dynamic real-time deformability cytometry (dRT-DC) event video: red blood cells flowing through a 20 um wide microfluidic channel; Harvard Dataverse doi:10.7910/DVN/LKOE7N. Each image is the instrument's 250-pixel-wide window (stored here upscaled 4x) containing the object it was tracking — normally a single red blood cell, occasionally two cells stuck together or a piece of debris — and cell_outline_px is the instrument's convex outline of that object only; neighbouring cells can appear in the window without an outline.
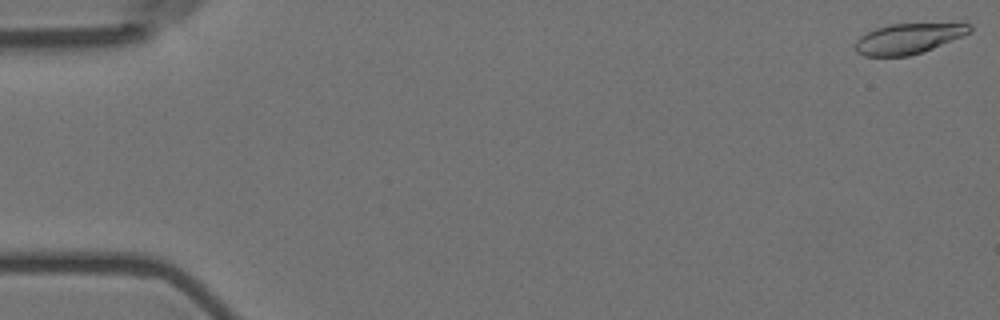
{"species": "Egyptian fruit bat (a non-hibernating species)", "species_latin": "Rousettus aegyptiacus", "temperature_condition": "room temperature", "stored_images_in_passage": 6, "camera_frame_rate_fps": 3000, "um_per_image_px": 0.085, "animal": {"sex": "female"}, "frame": {"image": 1, "passage_image": 1, "time_ms": 0.0, "image_size_px": [1000, 320], "cell_outline_px": [[972, 32], [932, 48], [908, 56], [864, 56], [856, 52], [856, 40], [860, 36], [876, 28], [892, 24], [972, 24]], "centroid_in_image_um": [77.19, 3.28], "position_along_channel_um": 7.8, "area_um2": 19.83}}
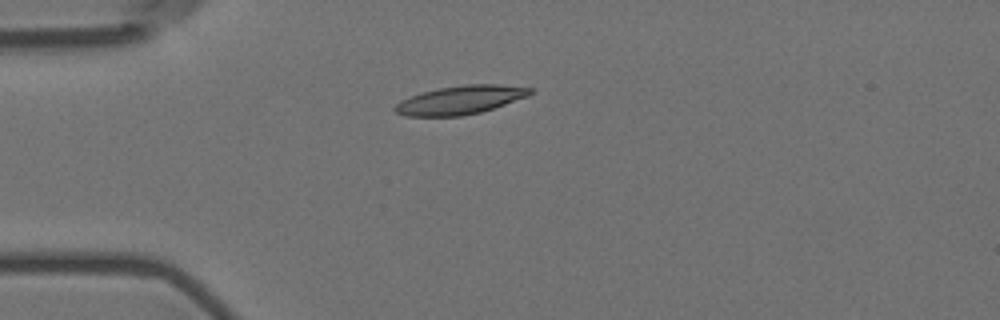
{"frame": {"image": 2, "passage_image": 5, "time_ms": 1.333, "image_size_px": [1000, 320], "cell_outline_px": [[536, 92], [528, 96], [480, 112], [460, 116], [404, 116], [396, 112], [392, 108], [400, 100], [420, 92], [436, 88], [464, 84], [496, 84], [532, 88]], "centroid_in_image_um": [39.09, 8.49], "position_along_channel_um": 45.9, "area_um2": 22.6}}